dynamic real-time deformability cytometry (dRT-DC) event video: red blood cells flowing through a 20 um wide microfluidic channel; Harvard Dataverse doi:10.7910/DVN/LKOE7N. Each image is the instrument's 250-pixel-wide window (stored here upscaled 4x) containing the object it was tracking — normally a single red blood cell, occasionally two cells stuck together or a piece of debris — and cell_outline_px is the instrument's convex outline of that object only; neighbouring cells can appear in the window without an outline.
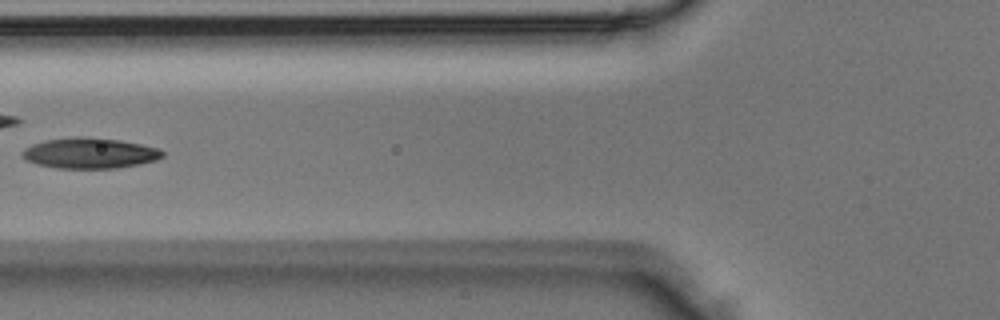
{"species": "Egyptian fruit bat (a non-hibernating species)", "species_latin": "Rousettus aegyptiacus", "temperature_condition": "room temperature", "stored_images_in_passage": 6, "camera_frame_rate_fps": 3000, "um_per_image_px": 0.085, "animal": {"sex": "male"}, "frame": {"image": 1, "passage_image": 6, "time_ms": 1.667, "image_size_px": [1000, 320], "cell_outline_px": [[164, 156], [156, 160], [116, 168], [56, 168], [36, 164], [28, 160], [24, 156], [24, 148], [32, 144], [44, 140], [76, 136], [84, 136], [120, 140], [160, 148], [164, 152]], "centroid_in_image_um": [7.64, 13.0], "position_along_channel_um": 118.2, "area_um2": 24.91}}